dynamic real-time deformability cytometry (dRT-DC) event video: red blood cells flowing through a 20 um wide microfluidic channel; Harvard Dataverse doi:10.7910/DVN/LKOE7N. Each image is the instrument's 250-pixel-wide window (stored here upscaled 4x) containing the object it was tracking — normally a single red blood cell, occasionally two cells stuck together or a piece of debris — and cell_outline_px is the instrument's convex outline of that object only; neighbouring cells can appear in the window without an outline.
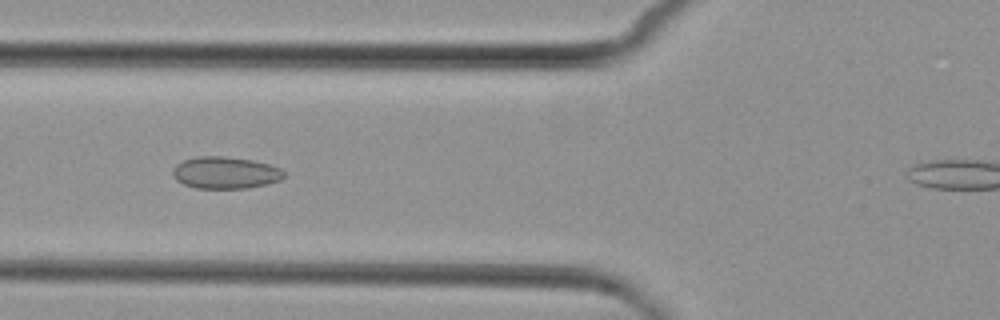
{"species": "common noctule bat (a hibernating species)", "species_latin": "Nyctalus noctula", "temperature_condition": "cold", "stored_images_in_passage": 7, "camera_frame_rate_fps": 3000, "um_per_image_px": 0.085, "animal": {"sex": "female", "body_mass_g": 29.2, "forearm_length_mm": 56.3}, "frame": {"image": 1, "passage_image": 6, "time_ms": 6.0, "image_size_px": [1000, 320], "cell_outline_px": [[284, 176], [280, 180], [248, 188], [196, 188], [184, 184], [176, 180], [172, 172], [172, 168], [176, 164], [184, 160], [196, 156], [224, 156], [252, 160], [268, 164], [280, 168], [284, 172]], "centroid_in_image_um": [19.12, 14.67], "position_along_channel_um": 106.7, "area_um2": 20.63}}
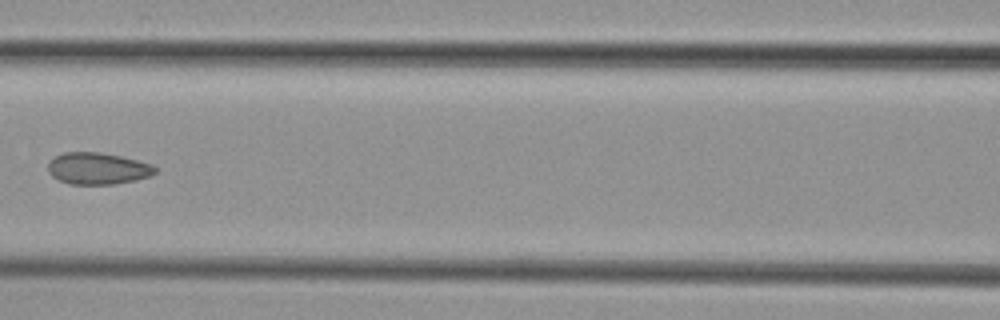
{"frame": {"image": 2, "passage_image": 7, "time_ms": 7.333, "image_size_px": [1000, 320], "cell_outline_px": [[160, 168], [152, 176], [136, 180], [112, 184], [68, 184], [52, 176], [48, 172], [48, 164], [56, 156], [64, 152], [100, 152], [120, 156], [152, 164]], "centroid_in_image_um": [8.35, 14.32], "position_along_channel_um": 158.3, "area_um2": 19.88}}